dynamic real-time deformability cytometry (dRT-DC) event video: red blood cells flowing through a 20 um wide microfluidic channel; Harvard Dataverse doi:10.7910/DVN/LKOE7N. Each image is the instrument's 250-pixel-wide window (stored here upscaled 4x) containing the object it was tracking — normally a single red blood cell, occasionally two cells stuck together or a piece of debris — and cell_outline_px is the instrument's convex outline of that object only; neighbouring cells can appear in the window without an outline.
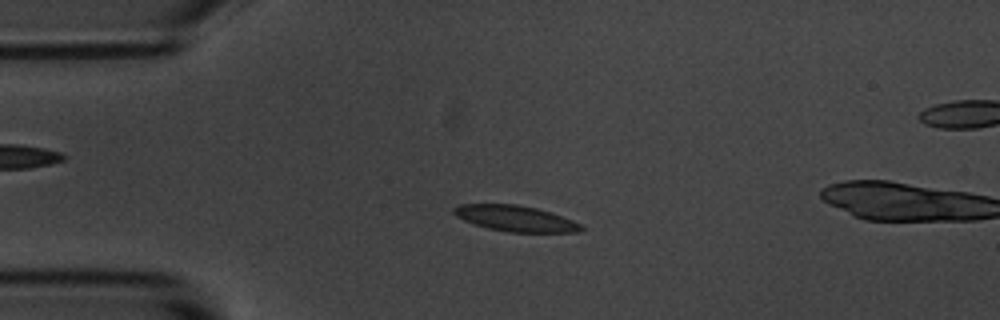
{"species": "common noctule bat (a hibernating species)", "species_latin": "Nyctalus noctula", "temperature_condition": "room temperature", "stored_images_in_passage": 4, "camera_frame_rate_fps": 3000, "um_per_image_px": 0.085, "animal": {"sex": "male", "body_mass_g": 20.1, "forearm_length_mm": 53.5}, "frame": {"image": 1, "passage_image": 3, "time_ms": 0.667, "image_size_px": [1000, 320], "cell_outline_px": [[584, 228], [580, 232], [508, 232], [488, 228], [464, 220], [456, 216], [452, 212], [452, 208], [460, 204], [516, 204], [536, 208], [572, 220], [580, 224]], "centroid_in_image_um": [43.78, 18.57], "position_along_channel_um": 41.2, "area_um2": 18.96}}